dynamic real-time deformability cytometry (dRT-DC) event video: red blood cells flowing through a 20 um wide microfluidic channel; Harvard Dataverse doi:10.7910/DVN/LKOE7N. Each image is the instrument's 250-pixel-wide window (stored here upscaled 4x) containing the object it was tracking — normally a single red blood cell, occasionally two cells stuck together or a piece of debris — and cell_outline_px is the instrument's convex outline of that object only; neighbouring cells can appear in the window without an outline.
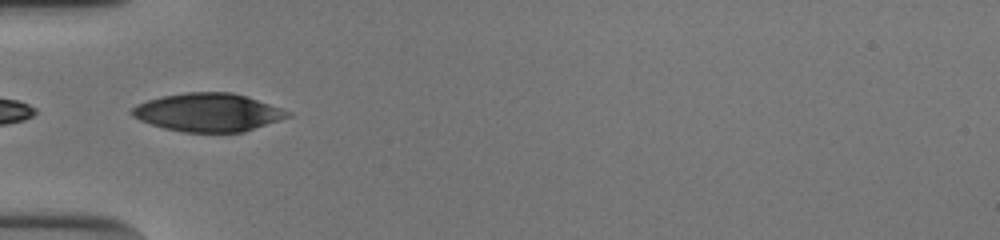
{"species": "human", "species_latin": "Homo sapiens", "temperature_condition": "cold", "stored_images_in_passage": 35, "camera_frame_rate_fps": 3000, "um_per_image_px": 0.085, "donor": {"sex": "male"}, "frame": {"image": 1, "passage_image": 1, "time_ms": 0.0, "image_size_px": [1000, 240], "cell_outline_px": [[292, 116], [244, 132], [184, 132], [164, 128], [140, 120], [132, 116], [128, 112], [136, 104], [148, 100], [164, 96], [184, 92], [232, 92], [292, 112]], "centroid_in_image_um": [17.67, 9.56], "position_along_channel_um": 67.3, "area_um2": 34.51}}
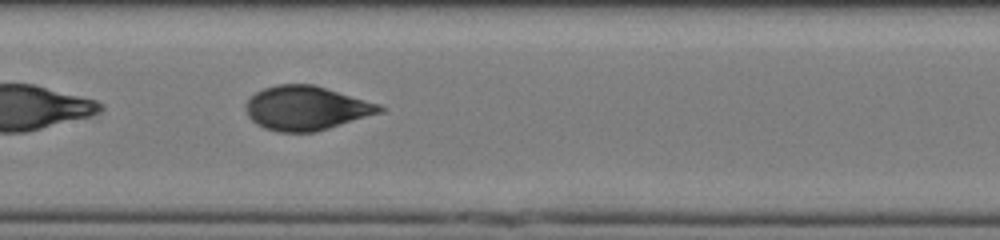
{"frame": {"image": 2, "passage_image": 10, "time_ms": 3.0, "image_size_px": [1000, 240], "cell_outline_px": [[388, 108], [384, 112], [328, 128], [312, 132], [280, 132], [264, 128], [256, 124], [248, 116], [248, 100], [256, 92], [264, 88], [276, 84], [312, 84], [380, 104]], "centroid_in_image_um": [26.08, 9.19], "position_along_channel_um": 181.3, "area_um2": 34.16}}
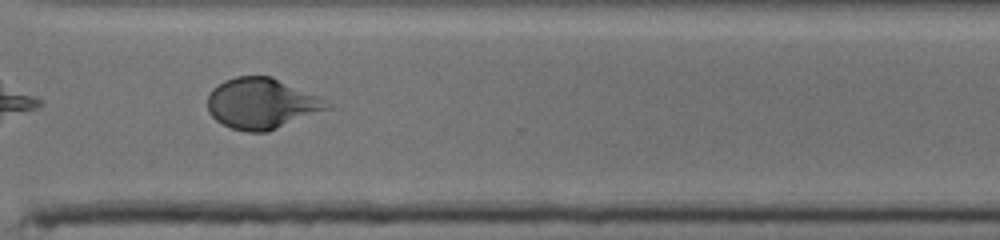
{"frame": {"image": 3, "passage_image": 23, "time_ms": 7.333, "image_size_px": [1000, 240], "cell_outline_px": [[332, 108], [268, 132], [248, 132], [232, 128], [216, 120], [208, 112], [208, 96], [212, 88], [224, 80], [236, 76], [272, 76], [320, 96], [328, 100], [332, 104]], "centroid_in_image_um": [22.28, 8.79], "position_along_channel_um": 348.3, "area_um2": 35.72}, "authors_computed_cell_mechanics": {"area_um2": 34.5066, "velocity_mm_per_s": 3.8532, "shape_relaxation_time_tau1_ms": 3.7804, "shape_relaxation_time_tau2_ms": 0.8333, "deformation_change_tau1": 0.1607, "deformation_change_tau2": 0.0491}}